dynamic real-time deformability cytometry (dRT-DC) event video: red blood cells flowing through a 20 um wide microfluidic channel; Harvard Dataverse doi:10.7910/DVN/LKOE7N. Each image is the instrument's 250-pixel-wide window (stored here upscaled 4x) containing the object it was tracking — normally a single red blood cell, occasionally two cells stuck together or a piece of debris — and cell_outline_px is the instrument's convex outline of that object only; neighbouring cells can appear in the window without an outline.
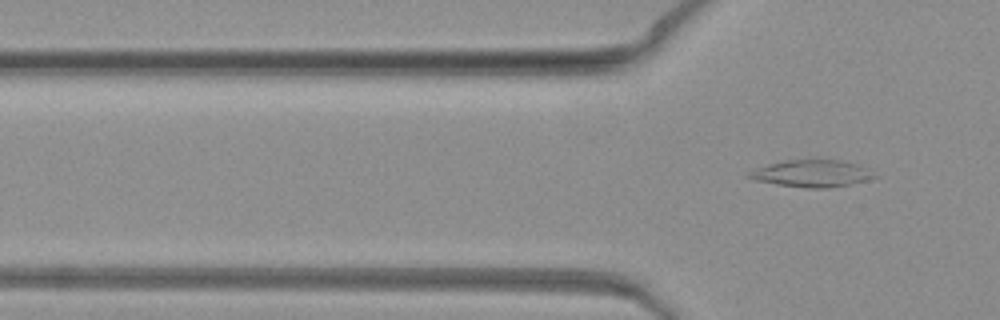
{"species": "common noctule bat (a hibernating species)", "species_latin": "Nyctalus noctula", "temperature_condition": "warm", "stored_images_in_passage": 2, "camera_frame_rate_fps": 3000, "um_per_image_px": 0.085, "animal": {"sex": "female", "body_mass_g": 19.3, "forearm_length_mm": 54.1}, "frame": {"image": 1, "passage_image": 2, "time_ms": 0.333, "image_size_px": [1000, 320], "cell_outline_px": [[876, 176], [864, 180], [848, 184], [828, 188], [808, 188], [776, 184], [756, 180], [744, 176], [748, 172], [756, 168], [768, 164], [784, 160], [840, 160], [856, 164], [868, 168]], "centroid_in_image_um": [68.94, 14.74], "position_along_channel_um": 56.9, "area_um2": 19.48}}